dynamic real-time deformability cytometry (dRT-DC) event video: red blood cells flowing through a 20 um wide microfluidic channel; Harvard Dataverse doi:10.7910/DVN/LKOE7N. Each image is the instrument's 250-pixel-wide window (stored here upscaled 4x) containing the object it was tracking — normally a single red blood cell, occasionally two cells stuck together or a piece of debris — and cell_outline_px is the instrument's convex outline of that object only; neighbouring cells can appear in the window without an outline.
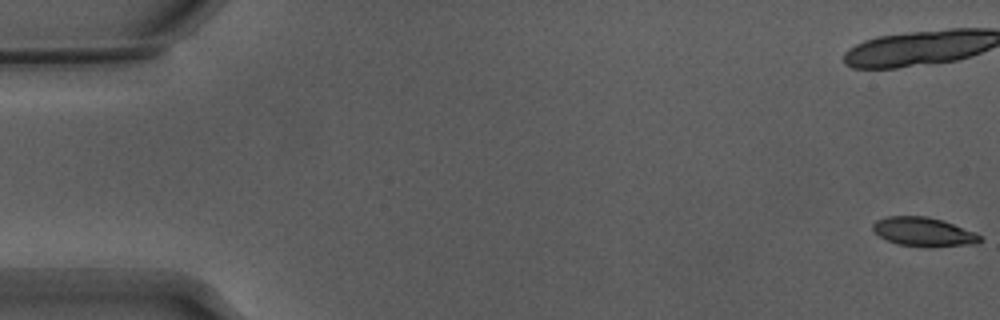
{"species": "Egyptian fruit bat (a non-hibernating species)", "species_latin": "Rousettus aegyptiacus", "temperature_condition": "warm", "stored_images_in_passage": 56, "camera_frame_rate_fps": 3000, "um_per_image_px": 0.085, "animal": {"sex": "male"}, "frame": {"image": 1, "passage_image": 1, "time_ms": 0.0, "image_size_px": [1000, 320], "cell_outline_px": [[984, 240], [976, 244], [928, 248], [896, 244], [880, 236], [872, 228], [872, 224], [876, 220], [888, 216], [924, 216], [944, 220], [976, 232]], "centroid_in_image_um": [78.55, 19.72], "position_along_channel_um": 6.4, "area_um2": 18.44}}